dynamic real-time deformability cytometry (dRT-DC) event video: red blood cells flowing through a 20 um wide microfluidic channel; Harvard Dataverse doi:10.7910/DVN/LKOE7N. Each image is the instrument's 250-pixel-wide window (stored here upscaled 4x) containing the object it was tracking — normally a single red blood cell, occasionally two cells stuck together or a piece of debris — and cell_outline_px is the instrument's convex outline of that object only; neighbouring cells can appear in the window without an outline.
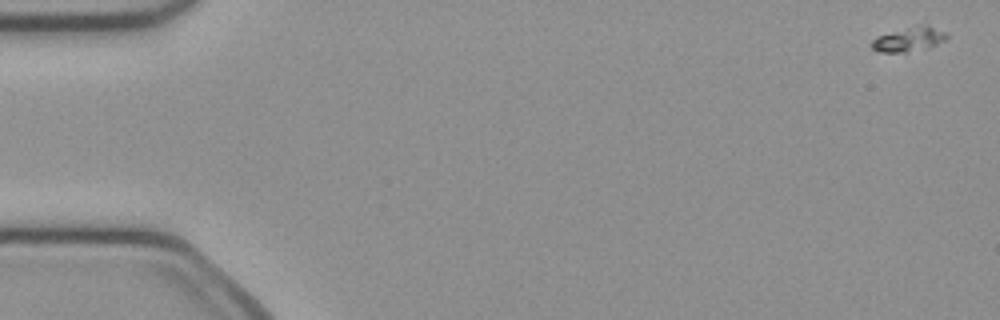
{"species": "common noctule bat (a hibernating species)", "species_latin": "Nyctalus noctula", "temperature_condition": "cold", "stored_images_in_passage": 49, "camera_frame_rate_fps": 3000, "um_per_image_px": 0.085, "animal": {"sex": "female", "body_mass_g": 21.9}, "frame": {"image": 1, "passage_image": 1, "time_ms": 0.0, "image_size_px": [1000, 320], "cell_outline_px": [[948, 40], [928, 48], [904, 52], [880, 52], [872, 48], [868, 44], [872, 40], [880, 36], [916, 24], [948, 32]], "centroid_in_image_um": [77.29, 3.35], "position_along_channel_um": 7.7, "area_um2": 10.58}}
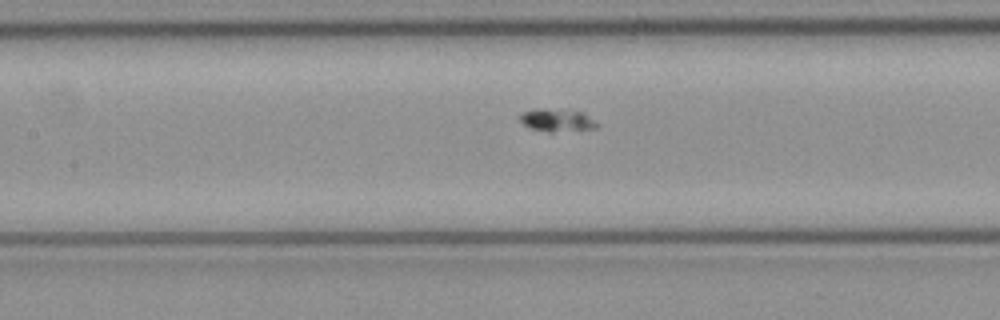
{"frame": {"image": 2, "passage_image": 23, "time_ms": 7.333, "image_size_px": [1000, 320], "cell_outline_px": [[600, 124], [596, 128], [552, 132], [548, 132], [532, 128], [524, 124], [520, 120], [520, 116], [524, 112], [536, 108], [560, 108], [584, 112]], "centroid_in_image_um": [47.4, 10.19], "position_along_channel_um": 160.0, "area_um2": 10.35}}
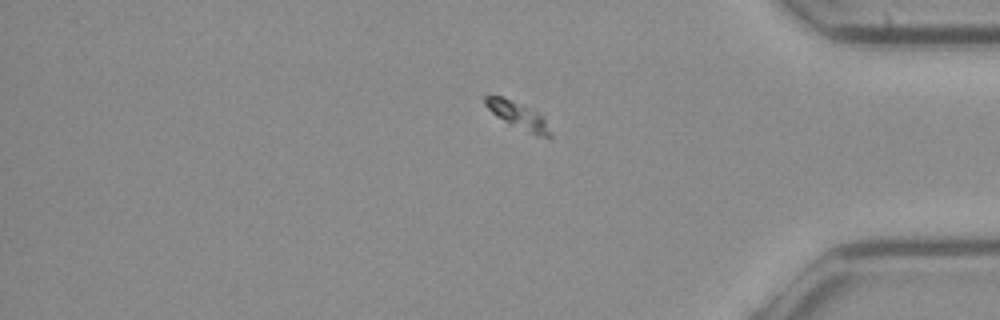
{"frame": {"image": 3, "passage_image": 42, "time_ms": 13.667, "image_size_px": [1000, 320], "cell_outline_px": [[552, 136], [548, 140], [536, 136], [508, 124], [496, 116], [484, 104], [484, 96], [500, 96], [536, 112], [544, 120], [552, 132]], "centroid_in_image_um": [44.06, 9.89], "position_along_channel_um": 391.1, "area_um2": 10.06}}